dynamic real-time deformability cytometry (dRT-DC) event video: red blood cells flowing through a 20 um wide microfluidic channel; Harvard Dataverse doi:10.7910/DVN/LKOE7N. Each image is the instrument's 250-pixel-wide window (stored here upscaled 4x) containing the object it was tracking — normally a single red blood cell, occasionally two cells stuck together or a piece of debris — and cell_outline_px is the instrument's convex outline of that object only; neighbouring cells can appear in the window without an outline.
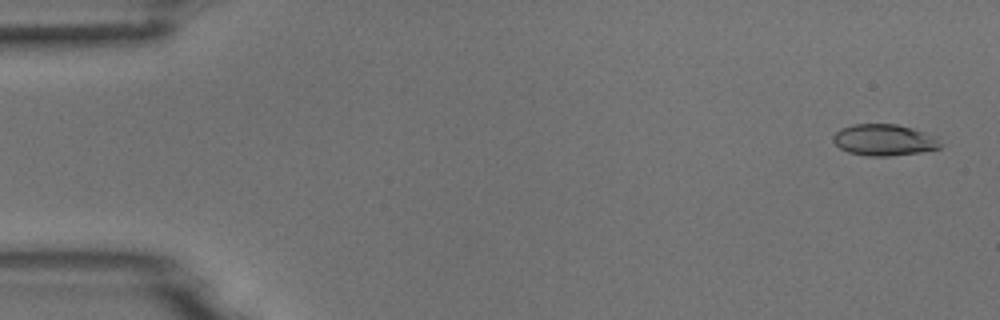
{"species": "common noctule bat (a hibernating species)", "species_latin": "Nyctalus noctula", "temperature_condition": "room temperature", "stored_images_in_passage": 4, "camera_frame_rate_fps": 3000, "um_per_image_px": 0.085, "animal": {"sex": "male", "body_mass_g": 18.8}, "frame": {"image": 1, "passage_image": 1, "time_ms": 0.0, "image_size_px": [1000, 320], "cell_outline_px": [[940, 148], [920, 152], [888, 156], [868, 156], [848, 152], [840, 148], [832, 140], [832, 136], [840, 128], [852, 124], [896, 124], [912, 128], [940, 136]], "centroid_in_image_um": [75.17, 11.89], "position_along_channel_um": 9.8, "area_um2": 19.83}}
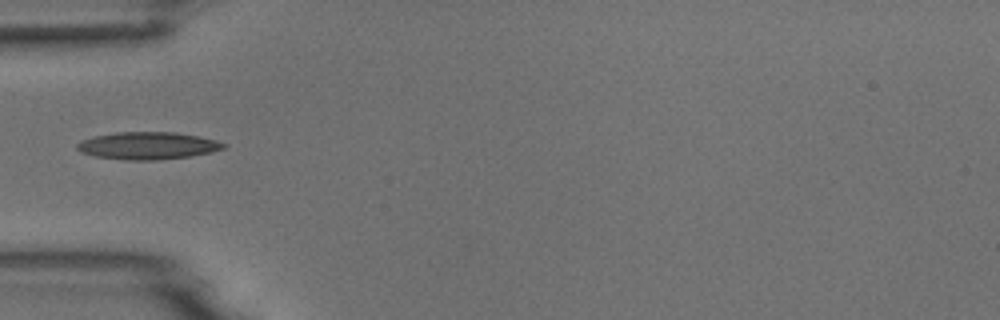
{"frame": {"image": 2, "passage_image": 4, "time_ms": 5.0, "image_size_px": [1000, 320], "cell_outline_px": [[228, 144], [224, 148], [212, 152], [188, 156], [160, 160], [128, 160], [96, 156], [80, 152], [76, 148], [76, 144], [80, 140], [96, 136], [116, 132], [176, 132], [216, 140]], "centroid_in_image_um": [12.55, 12.38], "position_along_channel_um": 72.4, "area_um2": 23.29}}